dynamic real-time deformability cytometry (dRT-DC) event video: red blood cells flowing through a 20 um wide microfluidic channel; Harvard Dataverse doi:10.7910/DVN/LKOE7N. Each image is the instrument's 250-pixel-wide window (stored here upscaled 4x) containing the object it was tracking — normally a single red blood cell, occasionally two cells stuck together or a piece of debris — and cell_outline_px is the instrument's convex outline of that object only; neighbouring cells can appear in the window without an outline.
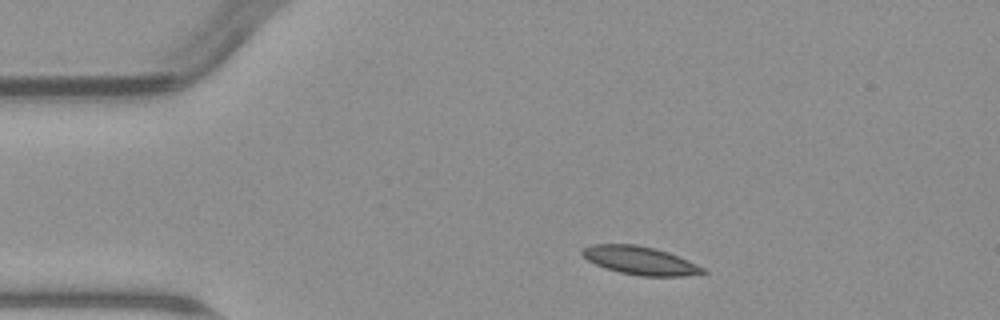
{"species": "common noctule bat (a hibernating species)", "species_latin": "Nyctalus noctula", "temperature_condition": "warm", "stored_images_in_passage": 5, "camera_frame_rate_fps": 3000, "um_per_image_px": 0.085, "animal": {"sex": "male", "body_mass_g": 23.1, "forearm_length_mm": 52.7}, "frame": {"image": 1, "passage_image": 1, "time_ms": 0.0, "image_size_px": [1000, 320], "cell_outline_px": [[708, 272], [684, 276], [640, 276], [620, 272], [604, 268], [588, 260], [580, 252], [580, 248], [592, 244], [636, 244], [668, 252], [688, 260], [704, 268]], "centroid_in_image_um": [54.38, 22.14], "position_along_channel_um": 30.6, "area_um2": 19.83}}
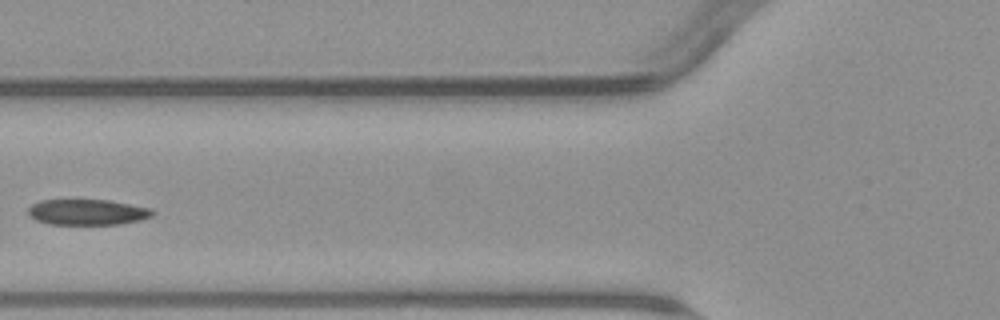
{"frame": {"image": 2, "passage_image": 4, "time_ms": 3.667, "image_size_px": [1000, 320], "cell_outline_px": [[156, 212], [152, 216], [140, 220], [120, 224], [48, 224], [36, 220], [28, 216], [28, 208], [32, 204], [40, 200], [108, 200], [152, 208]], "centroid_in_image_um": [7.43, 18.03], "position_along_channel_um": 118.4, "area_um2": 18.73}}
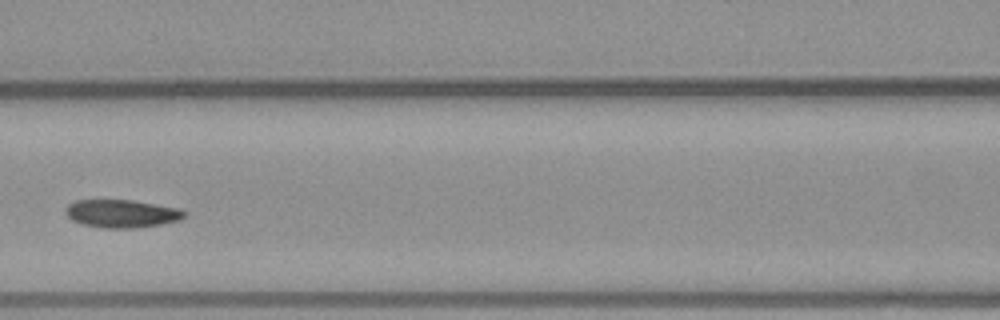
{"frame": {"image": 3, "passage_image": 5, "time_ms": 4.667, "image_size_px": [1000, 320], "cell_outline_px": [[184, 216], [176, 220], [160, 224], [132, 228], [100, 228], [84, 224], [72, 220], [64, 212], [68, 204], [76, 200], [132, 200], [180, 208], [184, 212]], "centroid_in_image_um": [10.29, 18.15], "position_along_channel_um": 156.3, "area_um2": 19.13}}